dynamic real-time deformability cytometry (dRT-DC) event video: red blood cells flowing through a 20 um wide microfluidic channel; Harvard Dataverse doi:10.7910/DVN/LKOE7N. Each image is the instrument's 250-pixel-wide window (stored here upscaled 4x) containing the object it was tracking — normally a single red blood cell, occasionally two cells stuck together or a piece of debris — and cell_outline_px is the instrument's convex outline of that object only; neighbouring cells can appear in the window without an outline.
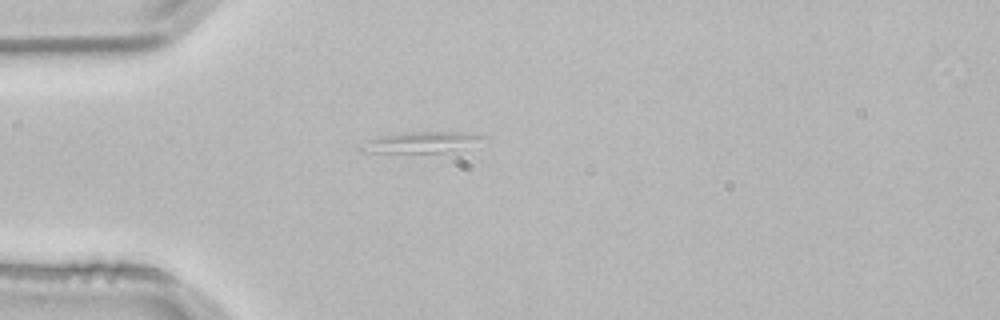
{"species": "common noctule bat (a hibernating species)", "species_latin": "Nyctalus noctula", "temperature_condition": "room temperature", "stored_images_in_passage": 1, "camera_frame_rate_fps": 3000, "um_per_image_px": 0.085, "animal": {"sex": "male", "body_mass_g": 21.5, "forearm_length_mm": 52.0}, "frame": {"image": 1, "passage_image": 1, "time_ms": 0.0, "image_size_px": [1000, 320], "cell_outline_px": [[492, 136], [440, 152], [360, 152], [356, 148], [368, 140], [380, 136], [412, 132], [464, 132]], "centroid_in_image_um": [35.65, 12.07], "position_along_channel_um": 49.4, "area_um2": 14.16}}